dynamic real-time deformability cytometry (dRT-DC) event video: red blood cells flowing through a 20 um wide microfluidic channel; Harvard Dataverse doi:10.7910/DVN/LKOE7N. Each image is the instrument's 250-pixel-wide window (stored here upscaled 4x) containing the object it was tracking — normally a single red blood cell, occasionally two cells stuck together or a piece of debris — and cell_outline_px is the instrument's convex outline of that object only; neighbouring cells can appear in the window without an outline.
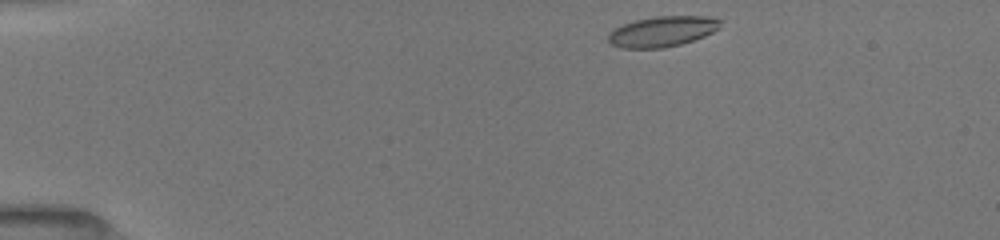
{"species": "common noctule bat (a hibernating species)", "species_latin": "Nyctalus noctula", "temperature_condition": "room temperature", "stored_images_in_passage": 44, "camera_frame_rate_fps": 3000, "um_per_image_px": 0.085, "animal": {"sex": "female", "body_mass_g": 19.5, "forearm_length_mm": 54.1}, "frame": {"image": 1, "passage_image": 1, "time_ms": 0.0, "image_size_px": [1000, 240], "cell_outline_px": [[720, 28], [704, 36], [680, 44], [664, 48], [620, 48], [612, 44], [608, 40], [608, 36], [616, 28], [624, 24], [636, 20], [656, 16], [704, 16], [720, 20]], "centroid_in_image_um": [56.3, 2.68], "position_along_channel_um": 28.7, "area_um2": 19.59}}
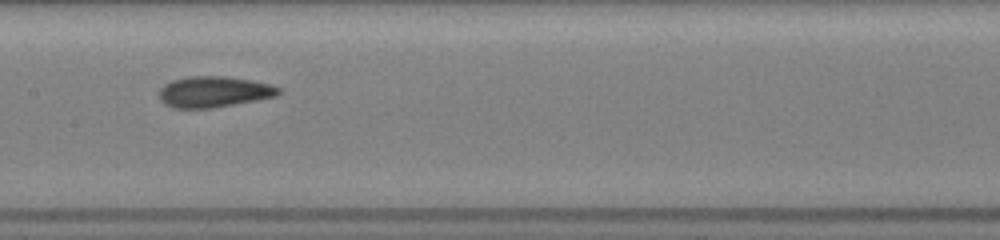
{"frame": {"image": 2, "passage_image": 19, "time_ms": 6.0, "image_size_px": [1000, 240], "cell_outline_px": [[280, 92], [276, 96], [256, 100], [212, 108], [172, 108], [164, 104], [160, 100], [160, 88], [164, 84], [172, 80], [188, 76], [224, 76], [272, 84], [280, 88]], "centroid_in_image_um": [18.15, 7.8], "position_along_channel_um": 189.3, "area_um2": 21.5}}
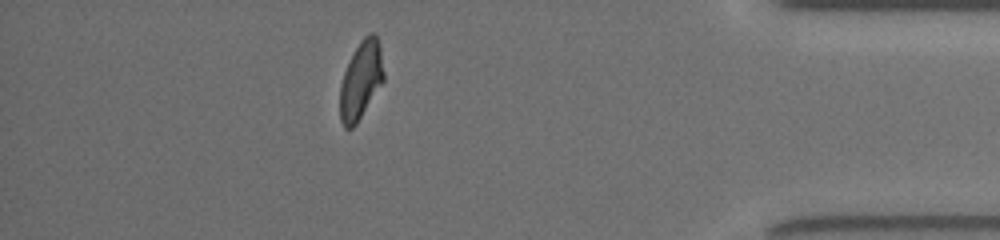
{"frame": {"image": 3, "passage_image": 38, "time_ms": 12.333, "image_size_px": [1000, 240], "cell_outline_px": [[384, 80], [356, 124], [352, 128], [344, 128], [340, 120], [340, 84], [344, 72], [360, 40], [368, 32], [372, 32], [376, 36], [380, 44], [384, 72]], "centroid_in_image_um": [30.68, 6.8], "position_along_channel_um": 404.5, "area_um2": 19.71}, "authors_computed_cell_mechanics": {"area_um2": 20.6346, "velocity_mm_per_s": 3.9794, "shape_relaxation_time_tau1_ms": 4.5078, "shape_relaxation_time_tau2_ms": 1.2887, "deformation_change_tau1": 0.1652, "deformation_change_tau2": 0.0864}}